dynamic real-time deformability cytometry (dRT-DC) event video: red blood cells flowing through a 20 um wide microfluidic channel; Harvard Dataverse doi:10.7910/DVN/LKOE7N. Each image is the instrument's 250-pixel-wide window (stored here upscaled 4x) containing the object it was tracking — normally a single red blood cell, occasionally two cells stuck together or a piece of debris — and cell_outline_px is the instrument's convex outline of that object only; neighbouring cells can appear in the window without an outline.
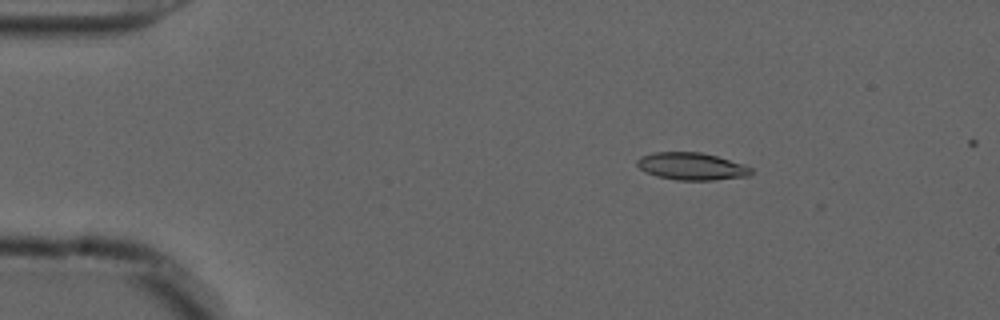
{"species": "common noctule bat (a hibernating species)", "species_latin": "Nyctalus noctula", "temperature_condition": "cold", "stored_images_in_passage": 10, "camera_frame_rate_fps": 3000, "um_per_image_px": 0.085, "animal": {"sex": "male", "forearm_length_mm": 52.5}, "frame": {"image": 1, "passage_image": 9, "time_ms": 2.667, "image_size_px": [1000, 320], "cell_outline_px": [[752, 172], [748, 176], [712, 180], [676, 180], [656, 176], [640, 168], [636, 164], [636, 160], [640, 156], [652, 152], [700, 152], [716, 156], [744, 164], [752, 168]], "centroid_in_image_um": [58.77, 14.13], "position_along_channel_um": 26.2, "area_um2": 18.15}}